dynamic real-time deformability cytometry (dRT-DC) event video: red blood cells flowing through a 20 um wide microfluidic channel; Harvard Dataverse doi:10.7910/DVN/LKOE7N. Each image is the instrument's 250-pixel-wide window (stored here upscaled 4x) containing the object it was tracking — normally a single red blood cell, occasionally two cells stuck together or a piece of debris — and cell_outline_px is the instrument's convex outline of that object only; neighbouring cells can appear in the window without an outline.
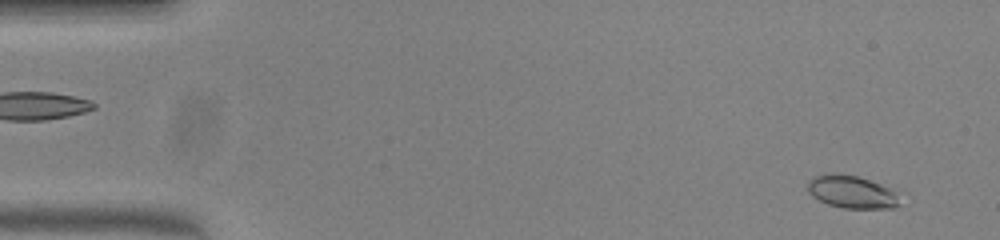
{"species": "common noctule bat (a hibernating species)", "species_latin": "Nyctalus noctula", "temperature_condition": "warm", "stored_images_in_passage": 52, "camera_frame_rate_fps": 3000, "um_per_image_px": 0.085, "animal": {"sex": "female", "body_mass_g": 23.0, "forearm_length_mm": 53.4}, "frame": {"image": 1, "passage_image": 3, "time_ms": 0.667, "image_size_px": [1000, 240], "cell_outline_px": [[900, 204], [896, 208], [844, 208], [828, 204], [812, 196], [808, 192], [808, 180], [812, 176], [824, 172], [836, 172], [856, 176], [880, 184], [896, 192], [900, 196]], "centroid_in_image_um": [72.37, 16.29], "position_along_channel_um": 12.6, "area_um2": 17.8}}
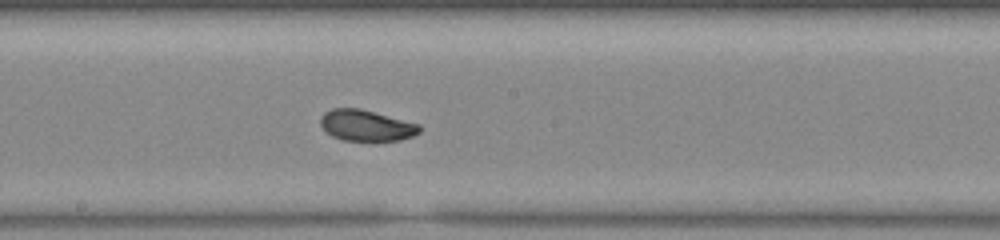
{"frame": {"image": 2, "passage_image": 28, "time_ms": 9.0, "image_size_px": [1000, 240], "cell_outline_px": [[420, 132], [412, 136], [400, 140], [344, 140], [332, 136], [320, 124], [320, 116], [324, 112], [332, 108], [360, 108], [420, 124]], "centroid_in_image_um": [31.12, 10.65], "position_along_channel_um": 217.1, "area_um2": 17.8}}
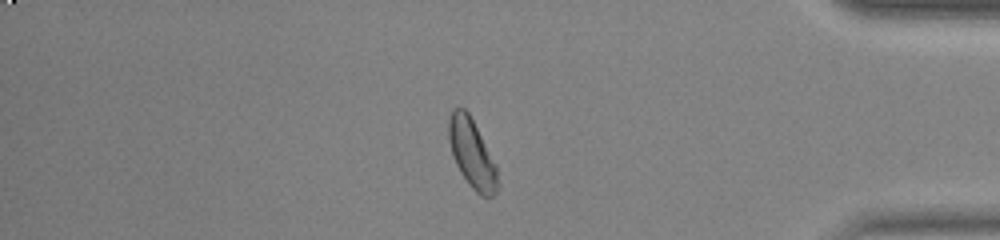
{"frame": {"image": 3, "passage_image": 44, "time_ms": 14.333, "image_size_px": [1000, 240], "cell_outline_px": [[496, 192], [492, 196], [480, 196], [468, 184], [460, 172], [452, 156], [448, 140], [448, 120], [452, 108], [464, 108], [468, 112], [496, 164]], "centroid_in_image_um": [40.06, 13.03], "position_along_channel_um": 395.1, "area_um2": 19.36}, "authors_computed_cell_mechanics": {"area_um2": 18.3515, "velocity_mm_per_s": 3.9359, "shape_relaxation_time_tau1_ms": 6.4357, "shape_relaxation_time_tau2_ms": 2.1224, "deformation_change_tau1": 0.1887, "deformation_change_tau2": 0.0629}}